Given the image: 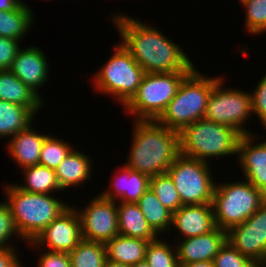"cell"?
<instances>
[{
  "label": "cell",
  "instance_id": "cell-1",
  "mask_svg": "<svg viewBox=\"0 0 266 267\" xmlns=\"http://www.w3.org/2000/svg\"><path fill=\"white\" fill-rule=\"evenodd\" d=\"M112 15L111 20L122 38L121 44L145 73L192 71L195 68L184 50L156 27L125 13Z\"/></svg>",
  "mask_w": 266,
  "mask_h": 267
},
{
  "label": "cell",
  "instance_id": "cell-2",
  "mask_svg": "<svg viewBox=\"0 0 266 267\" xmlns=\"http://www.w3.org/2000/svg\"><path fill=\"white\" fill-rule=\"evenodd\" d=\"M134 122L132 146L124 165L149 177L166 173L180 154L179 132L156 120Z\"/></svg>",
  "mask_w": 266,
  "mask_h": 267
},
{
  "label": "cell",
  "instance_id": "cell-3",
  "mask_svg": "<svg viewBox=\"0 0 266 267\" xmlns=\"http://www.w3.org/2000/svg\"><path fill=\"white\" fill-rule=\"evenodd\" d=\"M6 204L10 208L21 240L32 242L54 219L68 207L66 202L52 194H38L23 191L16 184H6Z\"/></svg>",
  "mask_w": 266,
  "mask_h": 267
},
{
  "label": "cell",
  "instance_id": "cell-4",
  "mask_svg": "<svg viewBox=\"0 0 266 267\" xmlns=\"http://www.w3.org/2000/svg\"><path fill=\"white\" fill-rule=\"evenodd\" d=\"M221 79L207 77L196 67L180 83L175 96L156 121L176 132L203 119L209 96L214 85Z\"/></svg>",
  "mask_w": 266,
  "mask_h": 267
},
{
  "label": "cell",
  "instance_id": "cell-5",
  "mask_svg": "<svg viewBox=\"0 0 266 267\" xmlns=\"http://www.w3.org/2000/svg\"><path fill=\"white\" fill-rule=\"evenodd\" d=\"M241 134L226 125L205 118L186 126L179 133L180 154L202 161L210 157L236 155Z\"/></svg>",
  "mask_w": 266,
  "mask_h": 267
},
{
  "label": "cell",
  "instance_id": "cell-6",
  "mask_svg": "<svg viewBox=\"0 0 266 267\" xmlns=\"http://www.w3.org/2000/svg\"><path fill=\"white\" fill-rule=\"evenodd\" d=\"M266 201V195L249 181L215 184L212 207L215 225L223 230L243 223Z\"/></svg>",
  "mask_w": 266,
  "mask_h": 267
},
{
  "label": "cell",
  "instance_id": "cell-7",
  "mask_svg": "<svg viewBox=\"0 0 266 267\" xmlns=\"http://www.w3.org/2000/svg\"><path fill=\"white\" fill-rule=\"evenodd\" d=\"M116 44L113 55L94 74L93 83L97 91L116 97L124 107L136 94L145 71L121 43Z\"/></svg>",
  "mask_w": 266,
  "mask_h": 267
},
{
  "label": "cell",
  "instance_id": "cell-8",
  "mask_svg": "<svg viewBox=\"0 0 266 267\" xmlns=\"http://www.w3.org/2000/svg\"><path fill=\"white\" fill-rule=\"evenodd\" d=\"M191 71L145 73L136 94L124 106L135 120H156L175 96L184 77Z\"/></svg>",
  "mask_w": 266,
  "mask_h": 267
},
{
  "label": "cell",
  "instance_id": "cell-9",
  "mask_svg": "<svg viewBox=\"0 0 266 267\" xmlns=\"http://www.w3.org/2000/svg\"><path fill=\"white\" fill-rule=\"evenodd\" d=\"M210 163L179 154L168 168L182 205L211 204L216 181ZM215 182V183H214Z\"/></svg>",
  "mask_w": 266,
  "mask_h": 267
},
{
  "label": "cell",
  "instance_id": "cell-10",
  "mask_svg": "<svg viewBox=\"0 0 266 267\" xmlns=\"http://www.w3.org/2000/svg\"><path fill=\"white\" fill-rule=\"evenodd\" d=\"M223 85V78L214 85L204 118L229 126L241 135L254 134L244 127L246 120L250 119V115H253L251 94L247 91H241V89H224Z\"/></svg>",
  "mask_w": 266,
  "mask_h": 267
},
{
  "label": "cell",
  "instance_id": "cell-11",
  "mask_svg": "<svg viewBox=\"0 0 266 267\" xmlns=\"http://www.w3.org/2000/svg\"><path fill=\"white\" fill-rule=\"evenodd\" d=\"M228 241L260 267L266 266V201L243 223L226 231Z\"/></svg>",
  "mask_w": 266,
  "mask_h": 267
},
{
  "label": "cell",
  "instance_id": "cell-12",
  "mask_svg": "<svg viewBox=\"0 0 266 267\" xmlns=\"http://www.w3.org/2000/svg\"><path fill=\"white\" fill-rule=\"evenodd\" d=\"M76 210L84 240L106 243L119 234L117 202L97 194L83 210Z\"/></svg>",
  "mask_w": 266,
  "mask_h": 267
},
{
  "label": "cell",
  "instance_id": "cell-13",
  "mask_svg": "<svg viewBox=\"0 0 266 267\" xmlns=\"http://www.w3.org/2000/svg\"><path fill=\"white\" fill-rule=\"evenodd\" d=\"M76 207L69 206L61 215L43 229L32 242V248L47 246V251L71 252L83 239L81 222ZM46 245V246H45Z\"/></svg>",
  "mask_w": 266,
  "mask_h": 267
},
{
  "label": "cell",
  "instance_id": "cell-14",
  "mask_svg": "<svg viewBox=\"0 0 266 267\" xmlns=\"http://www.w3.org/2000/svg\"><path fill=\"white\" fill-rule=\"evenodd\" d=\"M253 134L242 135L237 156L245 179L266 195V140L255 143Z\"/></svg>",
  "mask_w": 266,
  "mask_h": 267
},
{
  "label": "cell",
  "instance_id": "cell-15",
  "mask_svg": "<svg viewBox=\"0 0 266 267\" xmlns=\"http://www.w3.org/2000/svg\"><path fill=\"white\" fill-rule=\"evenodd\" d=\"M47 60L45 53L39 47H25L19 50L9 69L42 99L38 89L40 86L42 88L49 78L50 68Z\"/></svg>",
  "mask_w": 266,
  "mask_h": 267
},
{
  "label": "cell",
  "instance_id": "cell-16",
  "mask_svg": "<svg viewBox=\"0 0 266 267\" xmlns=\"http://www.w3.org/2000/svg\"><path fill=\"white\" fill-rule=\"evenodd\" d=\"M176 244L179 266L182 264L213 261L226 241V230L217 226L210 232L179 240Z\"/></svg>",
  "mask_w": 266,
  "mask_h": 267
},
{
  "label": "cell",
  "instance_id": "cell-17",
  "mask_svg": "<svg viewBox=\"0 0 266 267\" xmlns=\"http://www.w3.org/2000/svg\"><path fill=\"white\" fill-rule=\"evenodd\" d=\"M171 226L180 232L179 239L212 231L216 227L212 204L182 205L172 213Z\"/></svg>",
  "mask_w": 266,
  "mask_h": 267
},
{
  "label": "cell",
  "instance_id": "cell-18",
  "mask_svg": "<svg viewBox=\"0 0 266 267\" xmlns=\"http://www.w3.org/2000/svg\"><path fill=\"white\" fill-rule=\"evenodd\" d=\"M118 171L113 174L115 176L112 178L110 188H106L100 195L115 202L137 203L149 189L150 177L125 165Z\"/></svg>",
  "mask_w": 266,
  "mask_h": 267
},
{
  "label": "cell",
  "instance_id": "cell-19",
  "mask_svg": "<svg viewBox=\"0 0 266 267\" xmlns=\"http://www.w3.org/2000/svg\"><path fill=\"white\" fill-rule=\"evenodd\" d=\"M31 123L27 128L21 130L8 141V154L20 168L39 164L42 144L48 135L39 134L32 128Z\"/></svg>",
  "mask_w": 266,
  "mask_h": 267
},
{
  "label": "cell",
  "instance_id": "cell-20",
  "mask_svg": "<svg viewBox=\"0 0 266 267\" xmlns=\"http://www.w3.org/2000/svg\"><path fill=\"white\" fill-rule=\"evenodd\" d=\"M0 100L28 107L35 115L45 103L10 70H0Z\"/></svg>",
  "mask_w": 266,
  "mask_h": 267
},
{
  "label": "cell",
  "instance_id": "cell-21",
  "mask_svg": "<svg viewBox=\"0 0 266 267\" xmlns=\"http://www.w3.org/2000/svg\"><path fill=\"white\" fill-rule=\"evenodd\" d=\"M92 162L88 154L74 148L55 170L56 179L61 190L65 191L69 187H79L83 182L90 179Z\"/></svg>",
  "mask_w": 266,
  "mask_h": 267
},
{
  "label": "cell",
  "instance_id": "cell-22",
  "mask_svg": "<svg viewBox=\"0 0 266 267\" xmlns=\"http://www.w3.org/2000/svg\"><path fill=\"white\" fill-rule=\"evenodd\" d=\"M117 204L119 234L128 237L153 241L157 234L148 225L137 203Z\"/></svg>",
  "mask_w": 266,
  "mask_h": 267
},
{
  "label": "cell",
  "instance_id": "cell-23",
  "mask_svg": "<svg viewBox=\"0 0 266 267\" xmlns=\"http://www.w3.org/2000/svg\"><path fill=\"white\" fill-rule=\"evenodd\" d=\"M150 241L118 234L105 243L107 259L134 265L145 260Z\"/></svg>",
  "mask_w": 266,
  "mask_h": 267
},
{
  "label": "cell",
  "instance_id": "cell-24",
  "mask_svg": "<svg viewBox=\"0 0 266 267\" xmlns=\"http://www.w3.org/2000/svg\"><path fill=\"white\" fill-rule=\"evenodd\" d=\"M35 116L28 107L0 100V138L6 139L24 130Z\"/></svg>",
  "mask_w": 266,
  "mask_h": 267
},
{
  "label": "cell",
  "instance_id": "cell-25",
  "mask_svg": "<svg viewBox=\"0 0 266 267\" xmlns=\"http://www.w3.org/2000/svg\"><path fill=\"white\" fill-rule=\"evenodd\" d=\"M137 204L140 207L142 214L148 225L159 236L173 229L172 225V212H170L159 201L157 196L149 188L144 195L138 200Z\"/></svg>",
  "mask_w": 266,
  "mask_h": 267
},
{
  "label": "cell",
  "instance_id": "cell-26",
  "mask_svg": "<svg viewBox=\"0 0 266 267\" xmlns=\"http://www.w3.org/2000/svg\"><path fill=\"white\" fill-rule=\"evenodd\" d=\"M33 23V12L28 6L19 5L13 11L0 10V37L21 41Z\"/></svg>",
  "mask_w": 266,
  "mask_h": 267
},
{
  "label": "cell",
  "instance_id": "cell-27",
  "mask_svg": "<svg viewBox=\"0 0 266 267\" xmlns=\"http://www.w3.org/2000/svg\"><path fill=\"white\" fill-rule=\"evenodd\" d=\"M25 182L24 185L16 186L23 191L38 194H52L54 191L62 192L55 170L37 164L22 168Z\"/></svg>",
  "mask_w": 266,
  "mask_h": 267
},
{
  "label": "cell",
  "instance_id": "cell-28",
  "mask_svg": "<svg viewBox=\"0 0 266 267\" xmlns=\"http://www.w3.org/2000/svg\"><path fill=\"white\" fill-rule=\"evenodd\" d=\"M68 255L71 267H105L107 260L105 243L84 239Z\"/></svg>",
  "mask_w": 266,
  "mask_h": 267
},
{
  "label": "cell",
  "instance_id": "cell-29",
  "mask_svg": "<svg viewBox=\"0 0 266 267\" xmlns=\"http://www.w3.org/2000/svg\"><path fill=\"white\" fill-rule=\"evenodd\" d=\"M149 188L170 212L173 213L182 206L175 184L167 172L150 177Z\"/></svg>",
  "mask_w": 266,
  "mask_h": 267
},
{
  "label": "cell",
  "instance_id": "cell-30",
  "mask_svg": "<svg viewBox=\"0 0 266 267\" xmlns=\"http://www.w3.org/2000/svg\"><path fill=\"white\" fill-rule=\"evenodd\" d=\"M157 237L150 241L146 248L145 260L150 267H180L178 264L176 245Z\"/></svg>",
  "mask_w": 266,
  "mask_h": 267
},
{
  "label": "cell",
  "instance_id": "cell-31",
  "mask_svg": "<svg viewBox=\"0 0 266 267\" xmlns=\"http://www.w3.org/2000/svg\"><path fill=\"white\" fill-rule=\"evenodd\" d=\"M73 149L69 143L48 134L42 144L39 164L56 170Z\"/></svg>",
  "mask_w": 266,
  "mask_h": 267
},
{
  "label": "cell",
  "instance_id": "cell-32",
  "mask_svg": "<svg viewBox=\"0 0 266 267\" xmlns=\"http://www.w3.org/2000/svg\"><path fill=\"white\" fill-rule=\"evenodd\" d=\"M245 8V28L250 34L266 32V0H249L242 4Z\"/></svg>",
  "mask_w": 266,
  "mask_h": 267
},
{
  "label": "cell",
  "instance_id": "cell-33",
  "mask_svg": "<svg viewBox=\"0 0 266 267\" xmlns=\"http://www.w3.org/2000/svg\"><path fill=\"white\" fill-rule=\"evenodd\" d=\"M213 263L214 267H260L251 258L237 251L228 241L220 247Z\"/></svg>",
  "mask_w": 266,
  "mask_h": 267
},
{
  "label": "cell",
  "instance_id": "cell-34",
  "mask_svg": "<svg viewBox=\"0 0 266 267\" xmlns=\"http://www.w3.org/2000/svg\"><path fill=\"white\" fill-rule=\"evenodd\" d=\"M18 235V236H17ZM13 236H17L16 238H21L15 222L14 218L11 215L10 208L5 203L0 208V249H6V248H15V246H12L13 244H10L11 238L13 239ZM9 242V243H8Z\"/></svg>",
  "mask_w": 266,
  "mask_h": 267
},
{
  "label": "cell",
  "instance_id": "cell-35",
  "mask_svg": "<svg viewBox=\"0 0 266 267\" xmlns=\"http://www.w3.org/2000/svg\"><path fill=\"white\" fill-rule=\"evenodd\" d=\"M251 94L252 114H256L266 129V74L262 76Z\"/></svg>",
  "mask_w": 266,
  "mask_h": 267
},
{
  "label": "cell",
  "instance_id": "cell-36",
  "mask_svg": "<svg viewBox=\"0 0 266 267\" xmlns=\"http://www.w3.org/2000/svg\"><path fill=\"white\" fill-rule=\"evenodd\" d=\"M20 46L19 40L0 37V70L10 69Z\"/></svg>",
  "mask_w": 266,
  "mask_h": 267
},
{
  "label": "cell",
  "instance_id": "cell-37",
  "mask_svg": "<svg viewBox=\"0 0 266 267\" xmlns=\"http://www.w3.org/2000/svg\"><path fill=\"white\" fill-rule=\"evenodd\" d=\"M38 267H71L68 253L47 251L38 258Z\"/></svg>",
  "mask_w": 266,
  "mask_h": 267
},
{
  "label": "cell",
  "instance_id": "cell-38",
  "mask_svg": "<svg viewBox=\"0 0 266 267\" xmlns=\"http://www.w3.org/2000/svg\"><path fill=\"white\" fill-rule=\"evenodd\" d=\"M15 248L0 249V267H23Z\"/></svg>",
  "mask_w": 266,
  "mask_h": 267
},
{
  "label": "cell",
  "instance_id": "cell-39",
  "mask_svg": "<svg viewBox=\"0 0 266 267\" xmlns=\"http://www.w3.org/2000/svg\"><path fill=\"white\" fill-rule=\"evenodd\" d=\"M19 4L15 0H0V10L13 11Z\"/></svg>",
  "mask_w": 266,
  "mask_h": 267
},
{
  "label": "cell",
  "instance_id": "cell-40",
  "mask_svg": "<svg viewBox=\"0 0 266 267\" xmlns=\"http://www.w3.org/2000/svg\"><path fill=\"white\" fill-rule=\"evenodd\" d=\"M180 267H214L213 261H200L188 264H182Z\"/></svg>",
  "mask_w": 266,
  "mask_h": 267
},
{
  "label": "cell",
  "instance_id": "cell-41",
  "mask_svg": "<svg viewBox=\"0 0 266 267\" xmlns=\"http://www.w3.org/2000/svg\"><path fill=\"white\" fill-rule=\"evenodd\" d=\"M105 267H132V266L107 259Z\"/></svg>",
  "mask_w": 266,
  "mask_h": 267
},
{
  "label": "cell",
  "instance_id": "cell-42",
  "mask_svg": "<svg viewBox=\"0 0 266 267\" xmlns=\"http://www.w3.org/2000/svg\"><path fill=\"white\" fill-rule=\"evenodd\" d=\"M132 267H150L146 260L138 262L137 264L132 265Z\"/></svg>",
  "mask_w": 266,
  "mask_h": 267
},
{
  "label": "cell",
  "instance_id": "cell-43",
  "mask_svg": "<svg viewBox=\"0 0 266 267\" xmlns=\"http://www.w3.org/2000/svg\"><path fill=\"white\" fill-rule=\"evenodd\" d=\"M21 6H27L23 1L15 0Z\"/></svg>",
  "mask_w": 266,
  "mask_h": 267
},
{
  "label": "cell",
  "instance_id": "cell-44",
  "mask_svg": "<svg viewBox=\"0 0 266 267\" xmlns=\"http://www.w3.org/2000/svg\"><path fill=\"white\" fill-rule=\"evenodd\" d=\"M247 1H249V0H240L239 2H240L241 4H244V3L247 2Z\"/></svg>",
  "mask_w": 266,
  "mask_h": 267
},
{
  "label": "cell",
  "instance_id": "cell-45",
  "mask_svg": "<svg viewBox=\"0 0 266 267\" xmlns=\"http://www.w3.org/2000/svg\"><path fill=\"white\" fill-rule=\"evenodd\" d=\"M6 203V201H2V202H0V208L4 205Z\"/></svg>",
  "mask_w": 266,
  "mask_h": 267
}]
</instances>
